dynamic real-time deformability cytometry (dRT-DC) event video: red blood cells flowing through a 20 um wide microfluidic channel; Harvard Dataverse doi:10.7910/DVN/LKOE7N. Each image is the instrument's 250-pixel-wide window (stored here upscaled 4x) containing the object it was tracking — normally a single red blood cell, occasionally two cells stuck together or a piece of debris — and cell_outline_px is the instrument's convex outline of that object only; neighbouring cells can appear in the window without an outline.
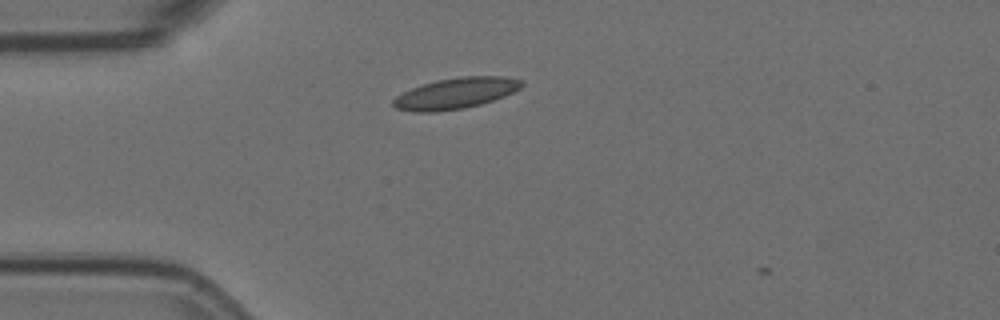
{"species": "Egyptian fruit bat (a non-hibernating species)", "species_latin": "Rousettus aegyptiacus", "temperature_condition": "room temperature", "stored_images_in_passage": 3, "camera_frame_rate_fps": 3000, "um_per_image_px": 0.085, "animal": {"sex": "female"}, "frame": {"image": 1, "passage_image": 2, "time_ms": 0.333, "image_size_px": [1000, 320], "cell_outline_px": [[524, 84], [520, 88], [504, 96], [480, 104], [464, 108], [436, 112], [412, 112], [396, 108], [392, 104], [392, 100], [396, 96], [412, 88], [436, 80], [460, 76], [508, 76], [524, 80]], "centroid_in_image_um": [38.75, 7.92], "position_along_channel_um": 46.3, "area_um2": 23.24}}